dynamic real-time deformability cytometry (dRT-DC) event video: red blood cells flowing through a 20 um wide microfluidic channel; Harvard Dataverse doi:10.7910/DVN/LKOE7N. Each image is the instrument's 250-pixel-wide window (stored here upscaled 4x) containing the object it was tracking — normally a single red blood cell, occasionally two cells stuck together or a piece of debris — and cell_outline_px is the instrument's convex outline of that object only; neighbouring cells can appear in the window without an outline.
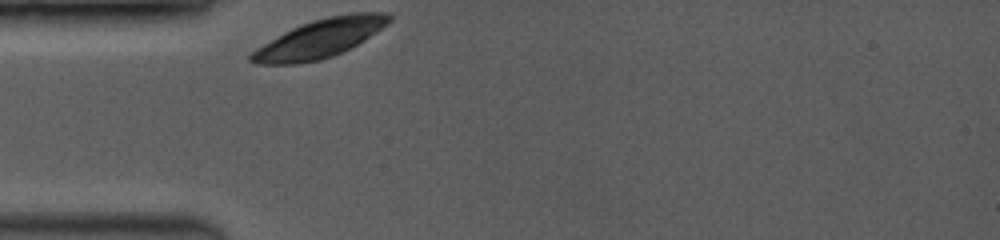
{"species": "common noctule bat (a hibernating species)", "species_latin": "Nyctalus noctula", "temperature_condition": "room temperature", "stored_images_in_passage": 9, "camera_frame_rate_fps": 3500, "um_per_image_px": 0.085, "animal": {"sex": "female", "body_mass_g": 19.0, "forearm_length_mm": 53.3}, "frame": {"image": 1, "passage_image": 1, "time_ms": 0.0, "image_size_px": [1000, 240], "cell_outline_px": [[392, 20], [388, 24], [364, 40], [332, 56], [320, 60], [296, 64], [256, 64], [248, 60], [248, 56], [256, 48], [284, 32], [300, 24], [312, 20], [328, 16], [348, 12], [388, 12], [392, 16]], "centroid_in_image_um": [27.2, 3.25], "position_along_channel_um": 57.8, "area_um2": 30.92}}
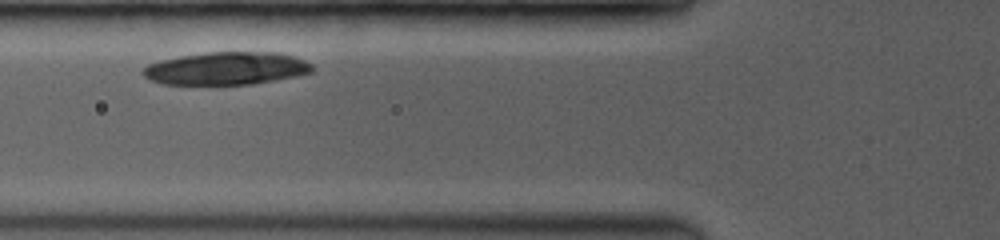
{"frame": {"image": 2, "passage_image": 6, "time_ms": 1.429, "image_size_px": [1000, 240], "cell_outline_px": [[312, 72], [296, 76], [276, 80], [252, 84], [164, 84], [148, 80], [140, 72], [148, 64], [160, 60], [180, 56], [208, 52], [280, 52], [296, 56], [312, 64]], "centroid_in_image_um": [19.24, 5.81], "position_along_channel_um": 106.6, "area_um2": 32.48}}